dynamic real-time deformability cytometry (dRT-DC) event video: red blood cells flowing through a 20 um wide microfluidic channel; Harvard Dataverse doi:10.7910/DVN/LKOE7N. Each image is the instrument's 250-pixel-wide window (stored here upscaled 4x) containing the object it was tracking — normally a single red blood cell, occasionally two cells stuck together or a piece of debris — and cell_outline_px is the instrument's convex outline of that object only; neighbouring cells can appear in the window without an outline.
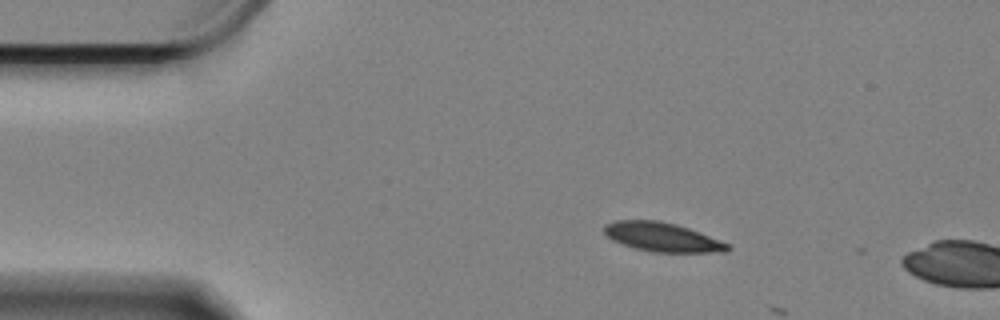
{"species": "Egyptian fruit bat (a non-hibernating species)", "species_latin": "Rousettus aegyptiacus", "temperature_condition": "cold", "stored_images_in_passage": 3, "camera_frame_rate_fps": 3000, "um_per_image_px": 0.085, "animal": {"sex": "female"}, "frame": {"image": 1, "passage_image": 1, "time_ms": 0.0, "image_size_px": [1000, 320], "cell_outline_px": [[732, 248], [728, 252], [652, 252], [636, 248], [612, 240], [604, 232], [604, 224], [616, 220], [660, 220], [676, 224], [700, 232], [728, 244]], "centroid_in_image_um": [56.3, 20.15], "position_along_channel_um": 28.7, "area_um2": 20.81}}